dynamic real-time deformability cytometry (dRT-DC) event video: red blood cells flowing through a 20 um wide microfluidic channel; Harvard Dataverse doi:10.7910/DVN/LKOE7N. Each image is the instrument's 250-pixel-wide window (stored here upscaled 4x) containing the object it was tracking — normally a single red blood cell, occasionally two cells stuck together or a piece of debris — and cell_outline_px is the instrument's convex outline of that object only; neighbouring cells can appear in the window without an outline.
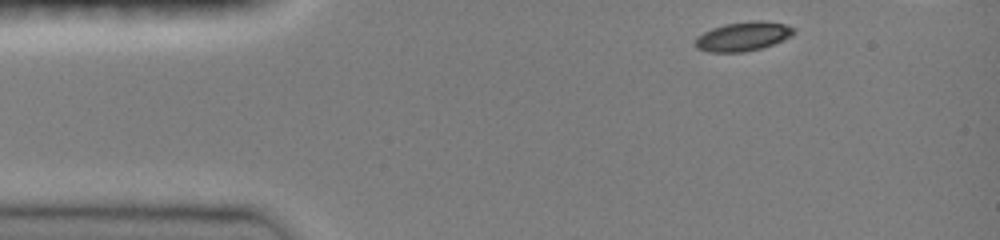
{"species": "common noctule bat (a hibernating species)", "species_latin": "Nyctalus noctula", "temperature_condition": "room temperature", "stored_images_in_passage": 19, "camera_frame_rate_fps": 3000, "um_per_image_px": 0.085, "animal": {"sex": "female", "body_mass_g": 19.0, "forearm_length_mm": 51.5}, "frame": {"image": 1, "passage_image": 1, "time_ms": 0.0, "image_size_px": [1000, 240], "cell_outline_px": [[796, 32], [792, 36], [772, 44], [760, 48], [744, 52], [708, 52], [696, 48], [696, 36], [712, 28], [724, 24], [748, 20], [764, 20], [784, 24], [796, 28]], "centroid_in_image_um": [63.17, 3.08], "position_along_channel_um": 21.8, "area_um2": 16.88}}
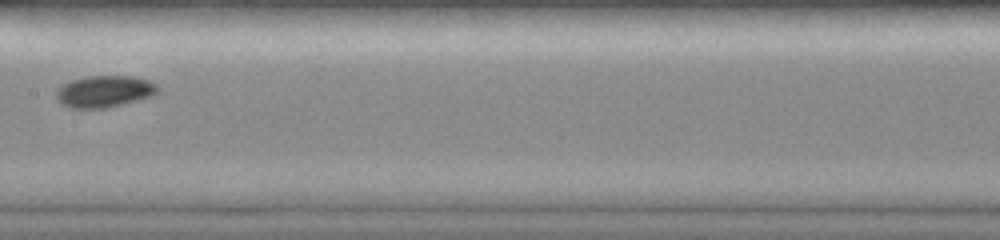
{"frame": {"image": 2, "passage_image": 9, "time_ms": 6.0, "image_size_px": [1000, 240], "cell_outline_px": [[160, 88], [152, 96], [104, 108], [68, 108], [60, 104], [56, 96], [56, 92], [64, 84], [72, 80], [84, 76], [136, 76], [148, 80], [156, 84]], "centroid_in_image_um": [8.87, 7.76], "position_along_channel_um": 198.5, "area_um2": 18.67}}
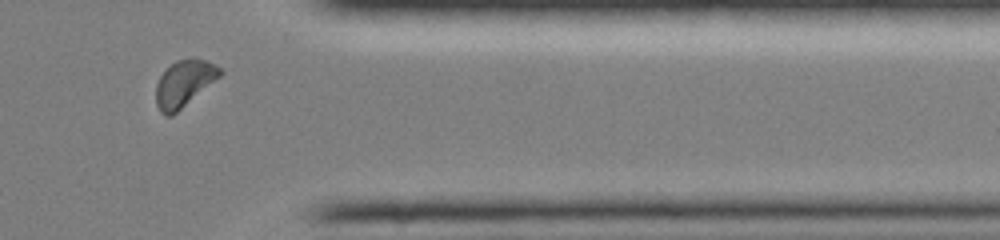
{"frame": {"image": 3, "passage_image": 16, "time_ms": 11.0, "image_size_px": [1000, 240], "cell_outline_px": [[224, 72], [220, 76], [172, 116], [164, 116], [160, 112], [156, 104], [156, 84], [160, 76], [176, 60], [208, 60], [216, 64]], "centroid_in_image_um": [15.64, 7.12], "position_along_channel_um": 395.8, "area_um2": 16.99}, "authors_computed_cell_mechanics": {"area_um2": 17.1666, "velocity_mm_per_s": 4.0058, "shape_relaxation_time_tau1_ms": 2.4992, "shape_relaxation_time_tau2_ms": null, "deformation_change_tau1": 0.0829, "deformation_change_tau2": null}}